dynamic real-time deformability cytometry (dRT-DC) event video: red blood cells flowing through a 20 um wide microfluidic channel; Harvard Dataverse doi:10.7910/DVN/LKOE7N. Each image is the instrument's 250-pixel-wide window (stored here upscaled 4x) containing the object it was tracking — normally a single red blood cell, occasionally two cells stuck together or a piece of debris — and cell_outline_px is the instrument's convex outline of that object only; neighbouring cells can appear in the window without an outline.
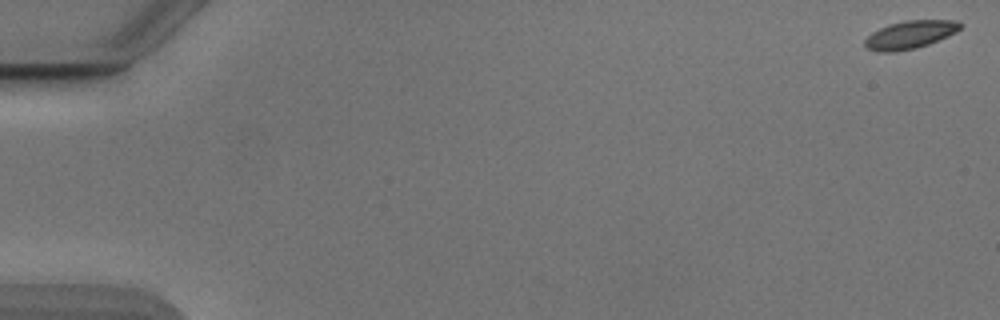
{"species": "Egyptian fruit bat (a non-hibernating species)", "species_latin": "Rousettus aegyptiacus", "temperature_condition": "cold", "stored_images_in_passage": 42, "camera_frame_rate_fps": 3000, "um_per_image_px": 0.085, "animal": {"sex": "male"}, "frame": {"image": 1, "passage_image": 1, "time_ms": 0.0, "image_size_px": [1000, 320], "cell_outline_px": [[960, 28], [956, 32], [948, 36], [928, 44], [916, 48], [896, 52], [876, 52], [868, 48], [864, 44], [864, 40], [872, 32], [888, 24], [904, 20], [956, 20], [960, 24]], "centroid_in_image_um": [77.32, 2.95], "position_along_channel_um": 7.7, "area_um2": 15.55}}
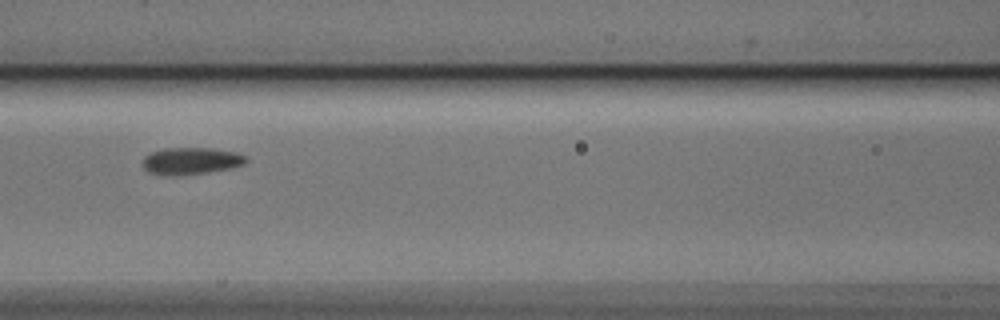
{"frame": {"image": 2, "passage_image": 25, "time_ms": 8.0, "image_size_px": [1000, 320], "cell_outline_px": [[248, 160], [244, 164], [232, 168], [208, 172], [176, 176], [160, 176], [148, 172], [144, 168], [144, 156], [152, 152], [164, 148], [212, 148], [236, 152], [244, 156]], "centroid_in_image_um": [16.22, 13.69], "position_along_channel_um": 150.4, "area_um2": 16.42}}
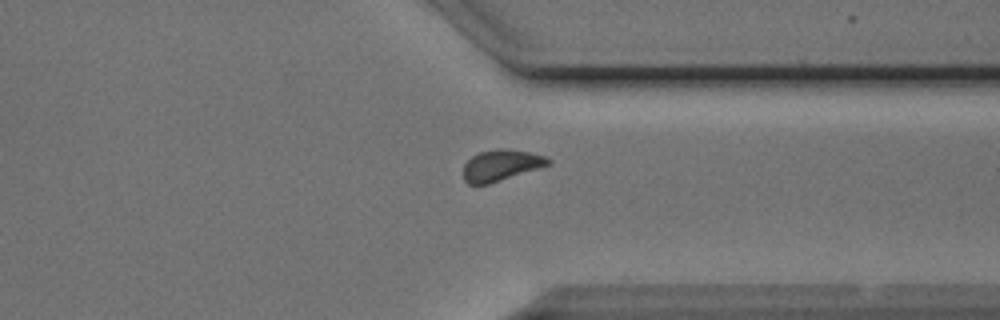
{"frame": {"image": 3, "passage_image": 42, "time_ms": 13.667, "image_size_px": [1000, 320], "cell_outline_px": [[552, 164], [488, 184], [468, 184], [464, 180], [464, 164], [472, 156], [480, 152], [496, 148], [504, 148], [528, 152], [548, 156], [552, 160]], "centroid_in_image_um": [42.62, 14.03], "position_along_channel_um": 368.8, "area_um2": 15.43}, "authors_computed_cell_mechanics": {"area_um2": 15.895, "velocity_mm_per_s": 3.8621, "shape_relaxation_time_tau1_ms": 3.1592, "shape_relaxation_time_tau2_ms": 1.8763, "deformation_change_tau1": 0.0807, "deformation_change_tau2": 0.0558}}